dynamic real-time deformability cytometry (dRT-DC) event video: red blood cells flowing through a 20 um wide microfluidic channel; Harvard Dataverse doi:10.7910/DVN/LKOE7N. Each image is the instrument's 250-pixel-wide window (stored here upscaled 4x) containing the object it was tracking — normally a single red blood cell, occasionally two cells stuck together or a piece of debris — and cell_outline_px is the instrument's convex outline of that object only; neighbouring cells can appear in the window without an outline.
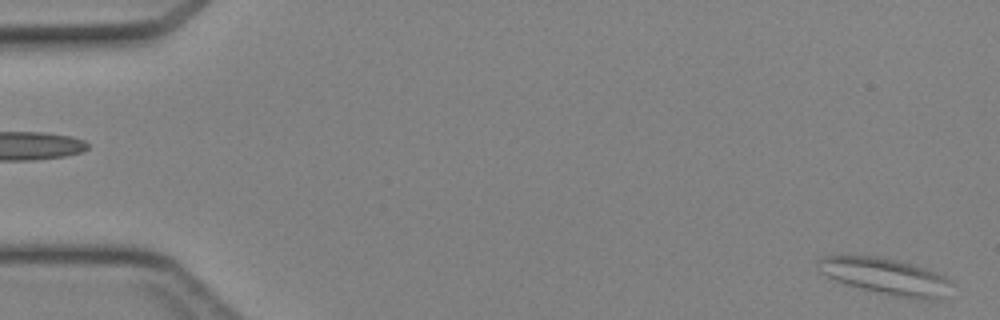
{"species": "Egyptian fruit bat (a non-hibernating species)", "species_latin": "Rousettus aegyptiacus", "temperature_condition": "cold", "stored_images_in_passage": 46, "camera_frame_rate_fps": 3000, "um_per_image_px": 0.085, "animal": {"sex": "female"}, "frame": {"image": 1, "passage_image": 1, "time_ms": 0.0, "image_size_px": [1000, 320], "cell_outline_px": [[956, 284], [936, 300], [924, 300], [880, 292], [848, 284], [836, 280], [820, 272], [816, 264], [816, 260], [820, 256], [848, 252], [876, 256], [900, 260], [936, 272], [952, 280]], "centroid_in_image_um": [75.22, 23.41], "position_along_channel_um": 9.8, "area_um2": 28.78}}
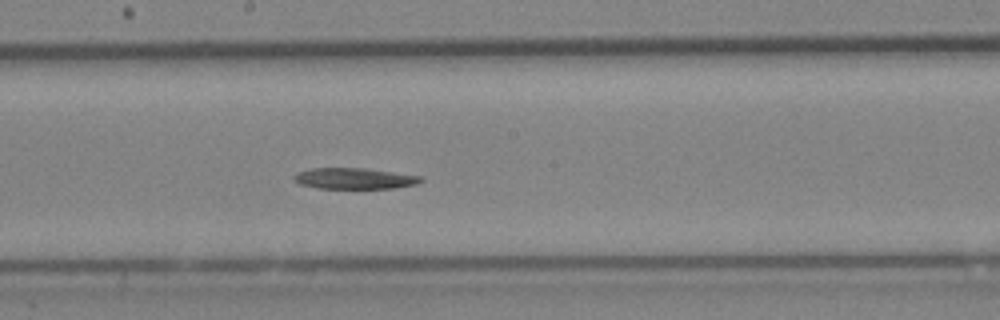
{"frame": {"image": 2, "passage_image": 25, "time_ms": 8.0, "image_size_px": [1000, 320], "cell_outline_px": [[424, 180], [416, 184], [396, 188], [316, 188], [300, 184], [292, 176], [296, 172], [312, 168], [364, 168], [424, 176]], "centroid_in_image_um": [30.15, 15.16], "position_along_channel_um": 218.0, "area_um2": 15.61}}
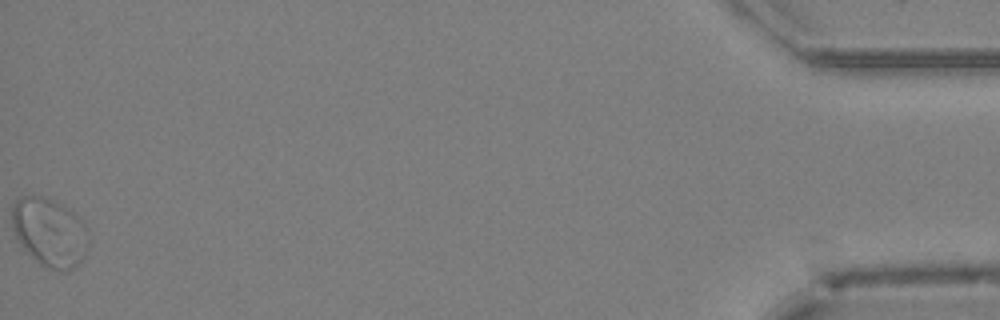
{"frame": {"image": 3, "passage_image": 46, "time_ms": 15.0, "image_size_px": [1000, 320], "cell_outline_px": [[84, 256], [68, 272], [60, 272], [48, 268], [40, 264], [20, 244], [12, 228], [12, 204], [16, 200], [24, 196], [40, 196], [52, 200], [68, 208], [84, 220]], "centroid_in_image_um": [4.16, 19.73], "position_along_channel_um": 431.0, "area_um2": 29.94}}